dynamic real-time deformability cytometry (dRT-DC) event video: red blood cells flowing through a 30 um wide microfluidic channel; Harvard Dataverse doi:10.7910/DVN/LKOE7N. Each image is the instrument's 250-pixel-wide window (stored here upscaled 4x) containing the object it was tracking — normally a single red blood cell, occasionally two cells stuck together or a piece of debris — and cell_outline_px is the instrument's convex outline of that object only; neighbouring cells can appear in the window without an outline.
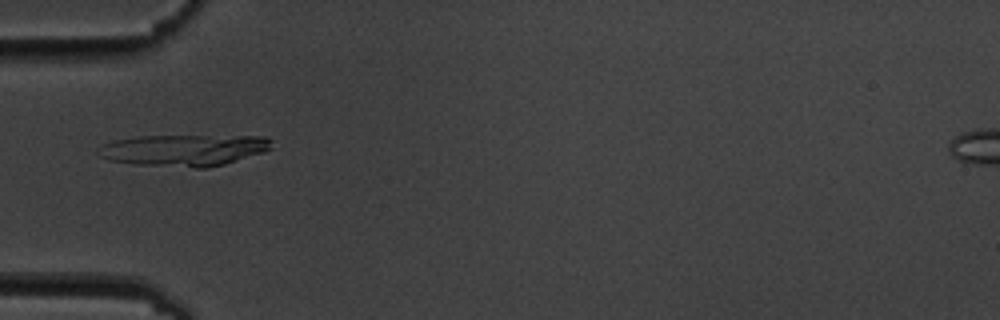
{"species": "common noctule bat (a hibernating species)", "species_latin": "Nyctalus noctula", "temperature_condition": "cold", "stored_images_in_passage": 9, "camera_frame_rate_fps": 3000, "um_per_image_px": 0.085, "animal": {"sex": "male", "body_mass_g": 19.5, "forearm_length_mm": 54.6}, "frame": {"image": 1, "passage_image": 5, "time_ms": 5.667, "image_size_px": [1000, 320], "cell_outline_px": [[272, 148], [264, 152], [224, 164], [208, 168], [196, 168], [140, 164], [108, 160], [100, 156], [96, 152], [96, 148], [100, 144], [112, 140], [136, 136], [264, 136], [272, 140]], "centroid_in_image_um": [15.6, 12.75], "position_along_channel_um": 69.4, "area_um2": 32.08}}
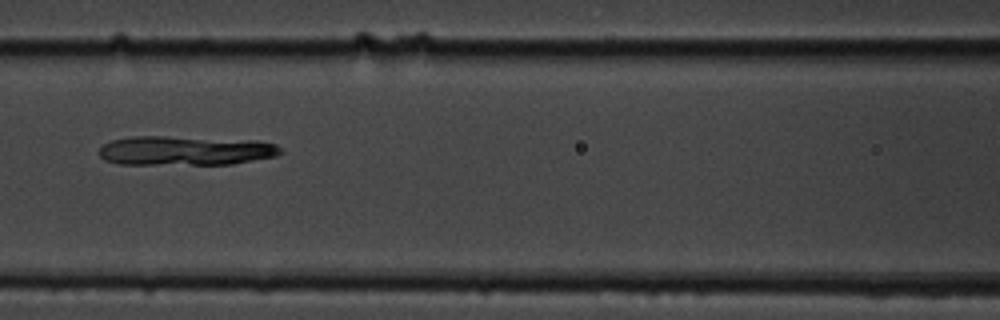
{"frame": {"image": 2, "passage_image": 7, "time_ms": 8.0, "image_size_px": [1000, 320], "cell_outline_px": [[284, 152], [276, 156], [232, 164], [120, 164], [104, 160], [96, 152], [104, 144], [112, 140], [132, 136], [164, 136], [256, 140], [276, 144]], "centroid_in_image_um": [15.75, 12.8], "position_along_channel_um": 150.8, "area_um2": 31.27}}
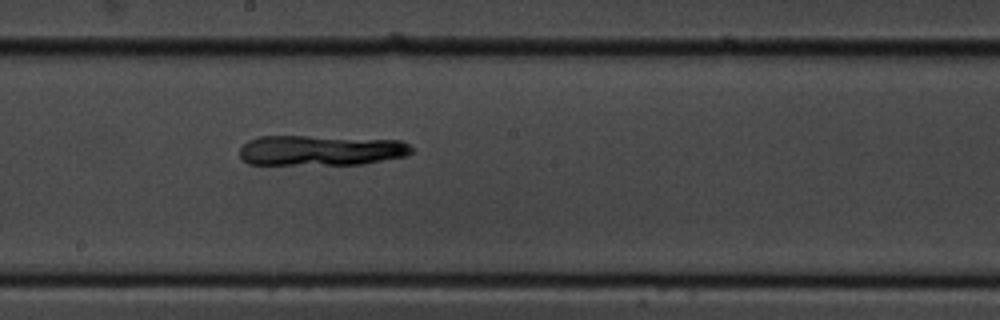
{"frame": {"image": 3, "passage_image": 9, "time_ms": 10.0, "image_size_px": [1000, 320], "cell_outline_px": [[412, 152], [404, 156], [364, 164], [248, 164], [240, 156], [240, 148], [248, 140], [260, 136], [308, 136], [400, 140], [408, 144], [412, 148]], "centroid_in_image_um": [27.26, 12.78], "position_along_channel_um": 220.9, "area_um2": 30.23}}